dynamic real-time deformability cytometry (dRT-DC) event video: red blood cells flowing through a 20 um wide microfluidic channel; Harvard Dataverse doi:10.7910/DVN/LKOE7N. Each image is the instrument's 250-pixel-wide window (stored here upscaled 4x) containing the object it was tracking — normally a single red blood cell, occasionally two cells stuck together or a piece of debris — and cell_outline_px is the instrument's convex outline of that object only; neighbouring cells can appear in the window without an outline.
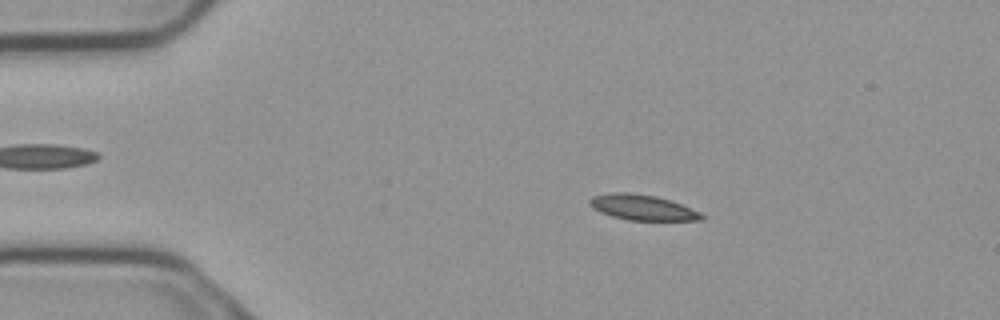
{"species": "common noctule bat (a hibernating species)", "species_latin": "Nyctalus noctula", "temperature_condition": "cold", "stored_images_in_passage": 5, "camera_frame_rate_fps": 3000, "um_per_image_px": 0.085, "animal": {"sex": "male", "body_mass_g": 23.1, "forearm_length_mm": 52.7}, "frame": {"image": 1, "passage_image": 3, "time_ms": 0.667, "image_size_px": [1000, 320], "cell_outline_px": [[708, 216], [704, 220], [628, 220], [612, 216], [600, 212], [592, 208], [588, 204], [588, 200], [592, 196], [612, 192], [628, 192], [656, 196], [680, 204], [700, 212]], "centroid_in_image_um": [54.59, 17.63], "position_along_channel_um": 30.4, "area_um2": 16.65}}
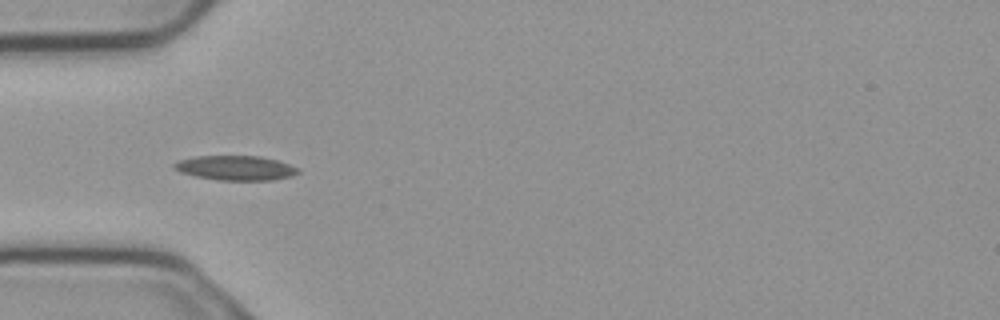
{"frame": {"image": 2, "passage_image": 5, "time_ms": 1.333, "image_size_px": [1000, 320], "cell_outline_px": [[300, 172], [292, 176], [272, 180], [220, 180], [196, 176], [180, 172], [172, 168], [172, 164], [176, 160], [196, 156], [260, 156], [276, 160], [300, 168]], "centroid_in_image_um": [20.0, 14.27], "position_along_channel_um": 65.0, "area_um2": 17.86}}